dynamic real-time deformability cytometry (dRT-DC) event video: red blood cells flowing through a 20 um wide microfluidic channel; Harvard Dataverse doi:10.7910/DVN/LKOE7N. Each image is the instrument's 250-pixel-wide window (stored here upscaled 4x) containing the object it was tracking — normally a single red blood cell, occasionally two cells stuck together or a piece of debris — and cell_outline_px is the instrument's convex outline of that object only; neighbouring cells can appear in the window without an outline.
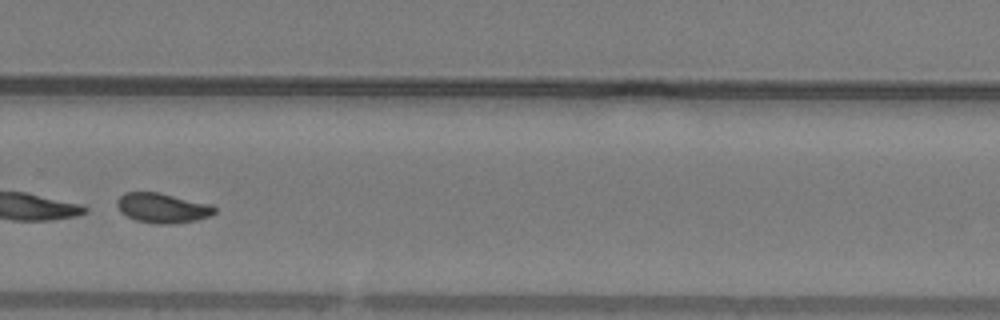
{"species": "common noctule bat (a hibernating species)", "species_latin": "Nyctalus noctula", "temperature_condition": "warm", "stored_images_in_passage": 32, "camera_frame_rate_fps": 3000, "um_per_image_px": 0.085, "animal": {"sex": "male", "body_mass_g": 19.2, "forearm_length_mm": 51.8}, "frame": {"image": 1, "passage_image": 19, "time_ms": 6.0, "image_size_px": [1000, 320], "cell_outline_px": [[216, 212], [208, 216], [196, 220], [172, 224], [156, 224], [136, 220], [120, 212], [116, 204], [116, 200], [124, 192], [160, 192], [212, 204], [216, 208]], "centroid_in_image_um": [13.81, 17.67], "position_along_channel_um": 316.0, "area_um2": 17.11}}